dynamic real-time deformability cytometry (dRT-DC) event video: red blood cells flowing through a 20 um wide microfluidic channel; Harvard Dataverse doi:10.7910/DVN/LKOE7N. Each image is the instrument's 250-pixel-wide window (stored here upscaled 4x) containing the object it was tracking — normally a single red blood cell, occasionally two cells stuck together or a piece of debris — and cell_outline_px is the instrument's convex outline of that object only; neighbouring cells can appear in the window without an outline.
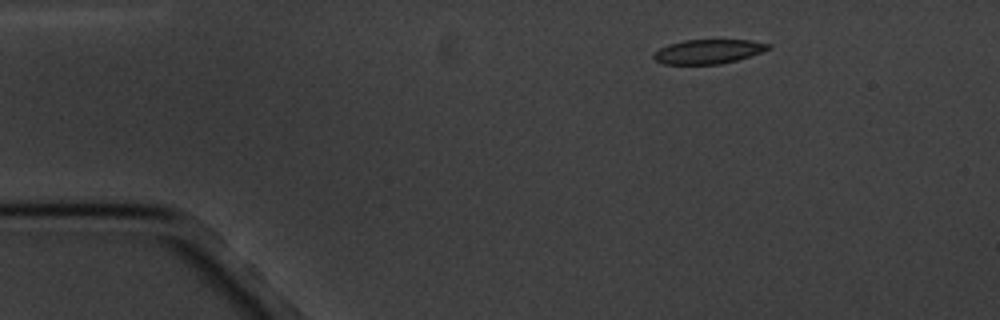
{"species": "common noctule bat (a hibernating species)", "species_latin": "Nyctalus noctula", "temperature_condition": "cold", "stored_images_in_passage": 3, "camera_frame_rate_fps": 3000, "um_per_image_px": 0.085, "animal": {"sex": "male", "body_mass_g": 20.1, "forearm_length_mm": 53.5}, "frame": {"image": 1, "passage_image": 1, "time_ms": 0.0, "image_size_px": [1000, 320], "cell_outline_px": [[772, 48], [736, 60], [720, 64], [664, 64], [656, 60], [652, 56], [660, 48], [668, 44], [684, 40], [752, 40], [772, 44]], "centroid_in_image_um": [60.22, 4.37], "position_along_channel_um": 24.8, "area_um2": 16.13}}